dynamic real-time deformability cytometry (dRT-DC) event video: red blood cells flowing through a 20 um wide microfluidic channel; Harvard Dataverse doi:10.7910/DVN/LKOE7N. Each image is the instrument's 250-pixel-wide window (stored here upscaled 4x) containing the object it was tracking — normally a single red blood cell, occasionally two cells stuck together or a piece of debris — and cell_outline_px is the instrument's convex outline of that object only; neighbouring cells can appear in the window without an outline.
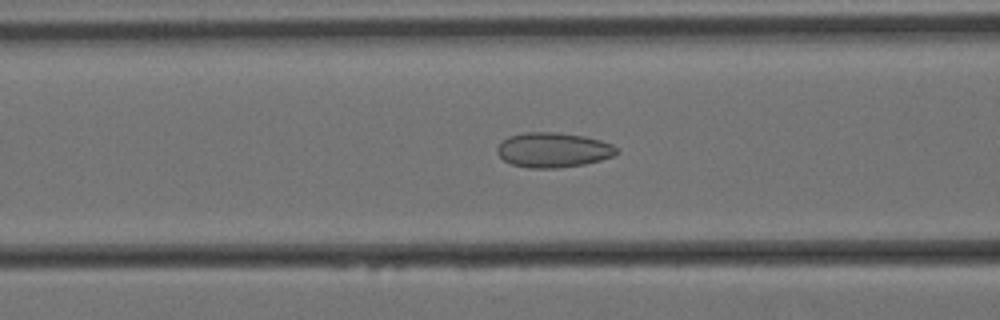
{"species": "Egyptian fruit bat (a non-hibernating species)", "species_latin": "Rousettus aegyptiacus", "temperature_condition": "cold", "stored_images_in_passage": 57, "camera_frame_rate_fps": 3000, "um_per_image_px": 0.085, "animal": {"sex": "female"}, "frame": {"image": 1, "passage_image": 21, "time_ms": 6.667, "image_size_px": [1000, 320], "cell_outline_px": [[620, 152], [612, 156], [600, 160], [584, 164], [556, 168], [528, 168], [512, 164], [504, 160], [496, 152], [496, 148], [508, 136], [524, 132], [556, 132], [584, 136], [600, 140], [612, 144]], "centroid_in_image_um": [47.01, 12.74], "position_along_channel_um": 119.6, "area_um2": 24.22}}
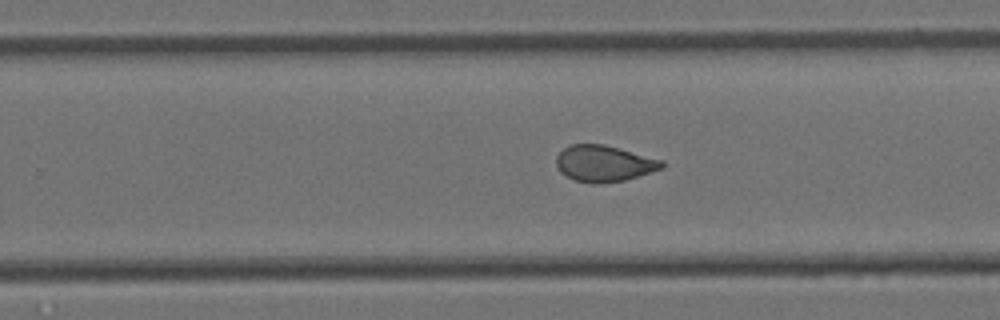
{"frame": {"image": 2, "passage_image": 35, "time_ms": 11.333, "image_size_px": [1000, 320], "cell_outline_px": [[664, 168], [624, 180], [596, 184], [572, 180], [560, 172], [556, 164], [556, 156], [568, 144], [604, 144], [664, 160]], "centroid_in_image_um": [51.33, 13.89], "position_along_channel_um": 278.5, "area_um2": 22.43}}
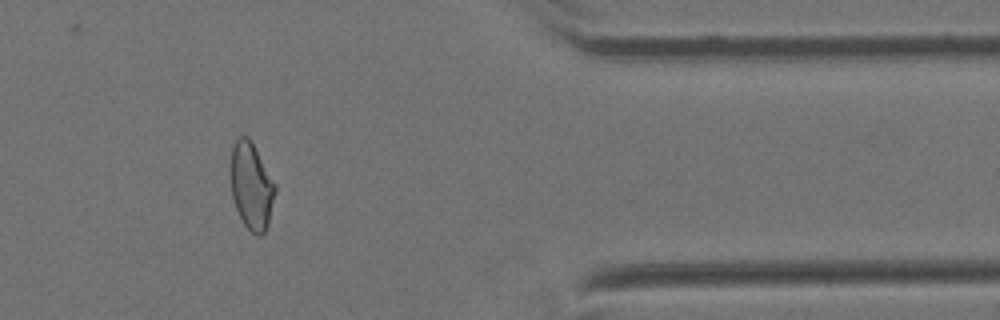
{"frame": {"image": 3, "passage_image": 47, "time_ms": 15.333, "image_size_px": [1000, 320], "cell_outline_px": [[276, 192], [268, 224], [264, 232], [260, 236], [256, 236], [244, 224], [236, 208], [232, 196], [232, 148], [236, 140], [240, 136], [248, 136], [276, 184]], "centroid_in_image_um": [21.4, 15.84], "position_along_channel_um": 390.0, "area_um2": 22.08}, "authors_computed_cell_mechanics": {"area_um2": 23.8714, "velocity_mm_per_s": 3.4182, "shape_relaxation_time_tau1_ms": null, "shape_relaxation_time_tau2_ms": 1.5689, "deformation_change_tau1": null, "deformation_change_tau2": 0.0726}}